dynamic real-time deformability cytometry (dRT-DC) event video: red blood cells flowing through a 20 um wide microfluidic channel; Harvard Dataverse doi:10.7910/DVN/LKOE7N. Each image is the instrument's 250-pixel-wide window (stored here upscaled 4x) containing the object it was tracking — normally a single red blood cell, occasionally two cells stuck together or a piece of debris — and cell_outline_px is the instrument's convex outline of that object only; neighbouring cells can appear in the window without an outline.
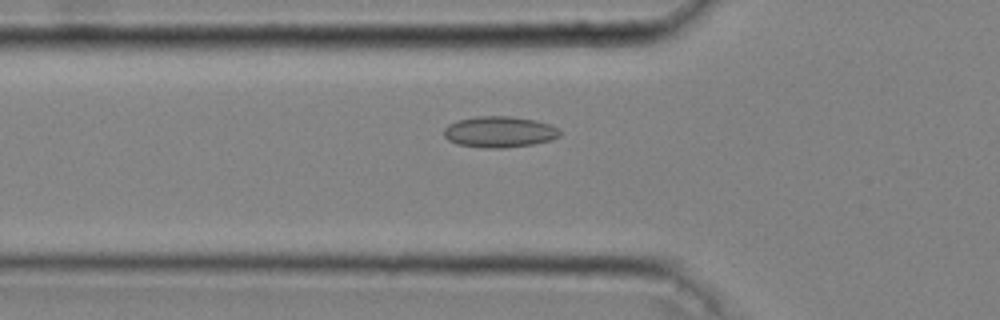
{"species": "common noctule bat (a hibernating species)", "species_latin": "Nyctalus noctula", "temperature_condition": "cold", "stored_images_in_passage": 43, "camera_frame_rate_fps": 3000, "um_per_image_px": 0.085, "animal": {"sex": "male", "body_mass_g": 20.4}, "frame": {"image": 1, "passage_image": 17, "time_ms": 5.333, "image_size_px": [1000, 320], "cell_outline_px": [[560, 136], [552, 140], [532, 144], [504, 148], [484, 148], [456, 144], [448, 140], [444, 136], [444, 128], [448, 124], [456, 120], [476, 116], [512, 116], [536, 120], [548, 124], [556, 128], [560, 132]], "centroid_in_image_um": [42.41, 11.21], "position_along_channel_um": 83.4, "area_um2": 21.15}}
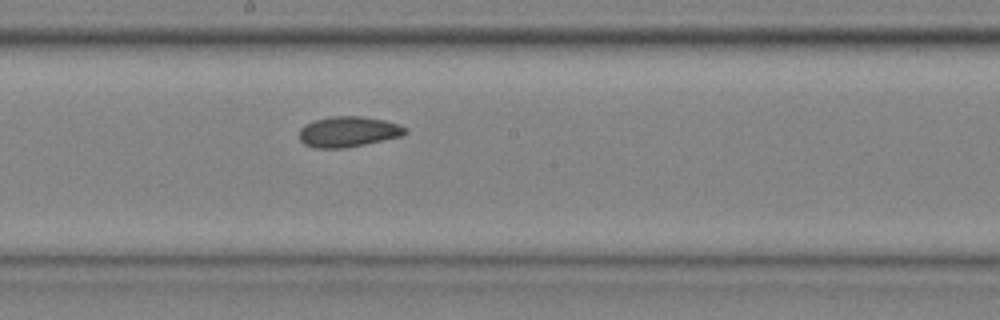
{"frame": {"image": 2, "passage_image": 27, "time_ms": 8.667, "image_size_px": [1000, 320], "cell_outline_px": [[408, 132], [404, 136], [344, 148], [312, 148], [304, 144], [300, 140], [300, 128], [304, 124], [328, 116], [360, 116], [384, 120], [400, 124], [408, 128]], "centroid_in_image_um": [29.63, 11.19], "position_along_channel_um": 218.6, "area_um2": 19.07}}
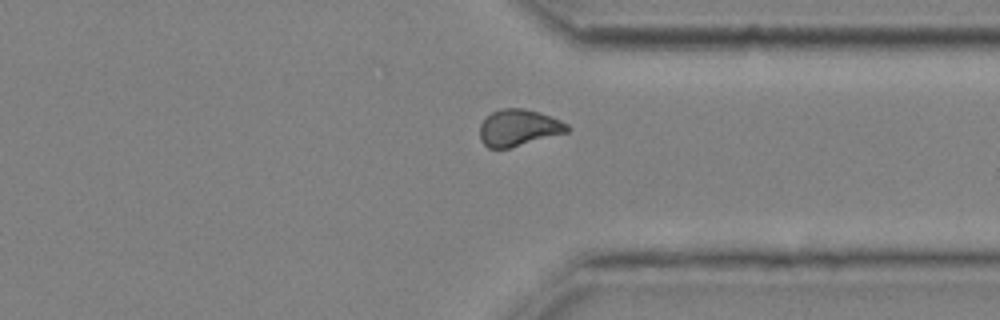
{"frame": {"image": 3, "passage_image": 38, "time_ms": 12.333, "image_size_px": [1000, 320], "cell_outline_px": [[568, 132], [512, 148], [488, 148], [480, 140], [480, 124], [484, 116], [500, 108], [524, 108], [540, 112], [552, 116], [568, 124]], "centroid_in_image_um": [44.06, 10.85], "position_along_channel_um": 367.3, "area_um2": 19.02}, "authors_computed_cell_mechanics": {"area_um2": 19.5364, "velocity_mm_per_s": 4.057, "shape_relaxation_time_tau1_ms": null, "shape_relaxation_time_tau2_ms": 4.0431, "deformation_change_tau1": null, "deformation_change_tau2": 0.0769}}